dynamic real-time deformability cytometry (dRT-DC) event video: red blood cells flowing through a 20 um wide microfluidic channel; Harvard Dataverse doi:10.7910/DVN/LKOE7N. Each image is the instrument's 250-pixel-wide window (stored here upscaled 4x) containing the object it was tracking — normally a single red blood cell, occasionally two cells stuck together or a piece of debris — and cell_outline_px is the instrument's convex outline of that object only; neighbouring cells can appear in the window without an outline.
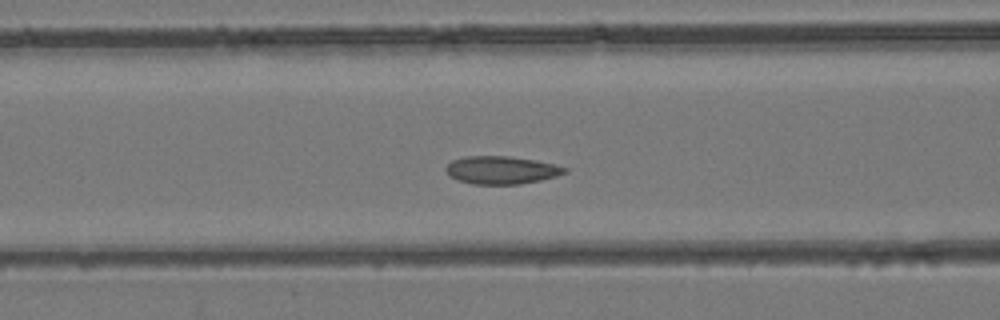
{"species": "common noctule bat (a hibernating species)", "species_latin": "Nyctalus noctula", "temperature_condition": "room temperature", "stored_images_in_passage": 45, "camera_frame_rate_fps": 3000, "um_per_image_px": 0.085, "animal": {"sex": "female", "body_mass_g": 24.6, "forearm_length_mm": 56.2}, "frame": {"image": 1, "passage_image": 17, "time_ms": 5.333, "image_size_px": [1000, 320], "cell_outline_px": [[568, 172], [556, 176], [540, 180], [520, 184], [472, 184], [448, 176], [444, 168], [452, 160], [464, 156], [508, 156], [536, 160], [556, 164], [568, 168]], "centroid_in_image_um": [42.62, 14.45], "position_along_channel_um": 124.0, "area_um2": 19.42}}
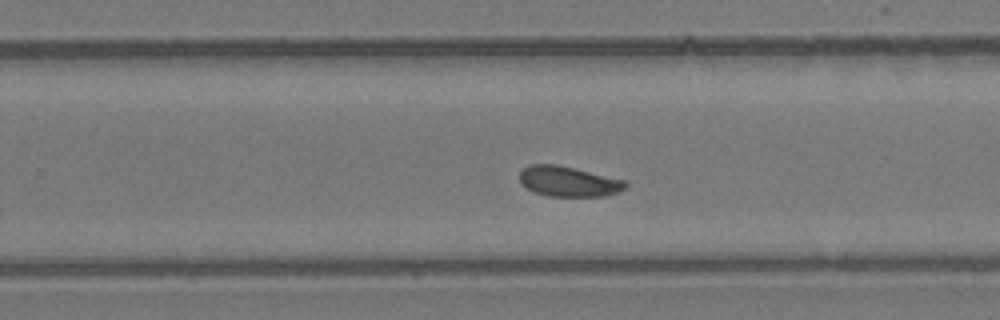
{"frame": {"image": 2, "passage_image": 28, "time_ms": 9.0, "image_size_px": [1000, 320], "cell_outline_px": [[628, 184], [620, 192], [604, 196], [548, 196], [536, 192], [520, 184], [520, 172], [528, 164], [556, 164], [624, 180]], "centroid_in_image_um": [48.3, 15.42], "position_along_channel_um": 281.5, "area_um2": 18.5}}
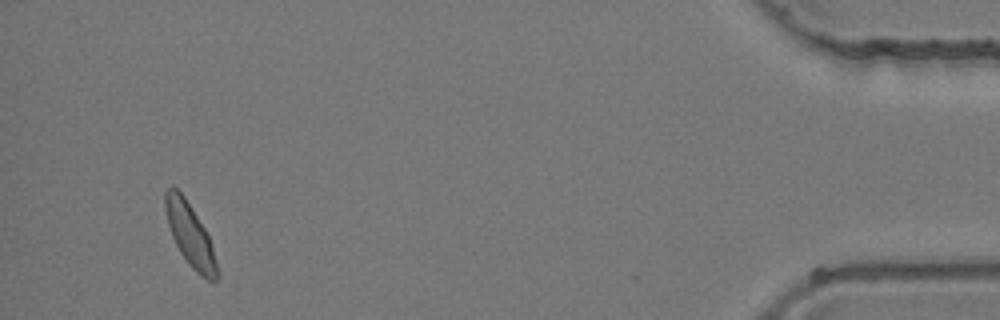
{"frame": {"image": 3, "passage_image": 43, "time_ms": 14.0, "image_size_px": [1000, 320], "cell_outline_px": [[220, 276], [216, 280], [208, 280], [200, 276], [188, 264], [180, 252], [172, 236], [168, 224], [164, 208], [164, 192], [168, 188], [176, 188], [184, 196], [204, 228], [212, 244], [220, 272]], "centroid_in_image_um": [16.17, 20.01], "position_along_channel_um": 419.0, "area_um2": 18.96}}